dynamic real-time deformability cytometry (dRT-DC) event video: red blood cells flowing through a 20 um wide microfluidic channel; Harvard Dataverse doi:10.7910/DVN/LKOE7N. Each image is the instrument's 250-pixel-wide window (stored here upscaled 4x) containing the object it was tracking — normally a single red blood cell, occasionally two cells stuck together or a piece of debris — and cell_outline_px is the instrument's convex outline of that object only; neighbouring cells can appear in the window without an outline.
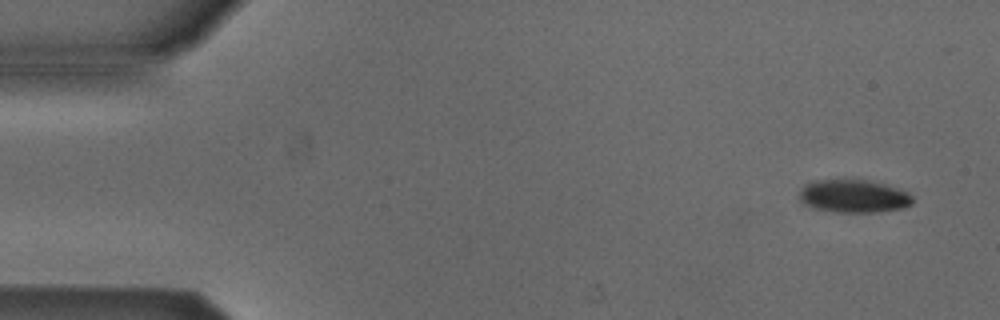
{"species": "Egyptian fruit bat (a non-hibernating species)", "species_latin": "Rousettus aegyptiacus", "temperature_condition": "cold", "stored_images_in_passage": 5, "camera_frame_rate_fps": 3000, "um_per_image_px": 0.085, "animal": {"sex": "male"}, "frame": {"image": 1, "passage_image": 1, "time_ms": 0.0, "image_size_px": [1000, 320], "cell_outline_px": [[912, 204], [904, 208], [876, 212], [832, 212], [816, 208], [804, 204], [800, 200], [800, 192], [808, 184], [816, 180], [864, 180], [884, 184], [908, 192], [912, 196]], "centroid_in_image_um": [72.59, 16.69], "position_along_channel_um": 12.4, "area_um2": 21.44}}
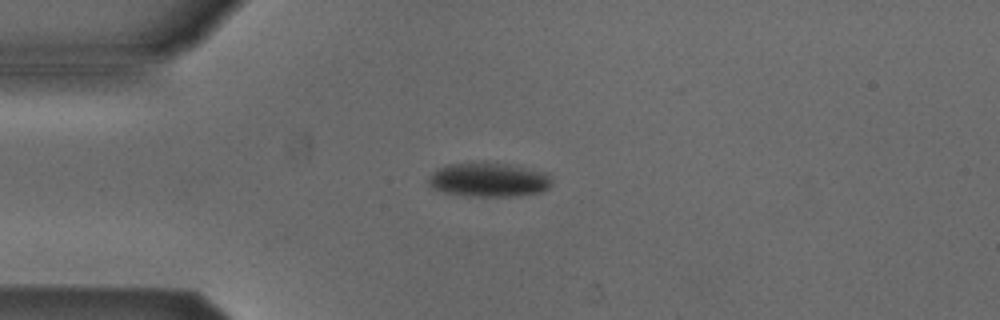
{"frame": {"image": 2, "passage_image": 3, "time_ms": 0.667, "image_size_px": [1000, 320], "cell_outline_px": [[552, 184], [548, 188], [540, 192], [520, 196], [464, 196], [444, 192], [432, 188], [428, 184], [428, 176], [432, 172], [440, 168], [452, 164], [500, 164], [548, 176]], "centroid_in_image_um": [41.42, 15.35], "position_along_channel_um": 43.6, "area_um2": 23.29}}